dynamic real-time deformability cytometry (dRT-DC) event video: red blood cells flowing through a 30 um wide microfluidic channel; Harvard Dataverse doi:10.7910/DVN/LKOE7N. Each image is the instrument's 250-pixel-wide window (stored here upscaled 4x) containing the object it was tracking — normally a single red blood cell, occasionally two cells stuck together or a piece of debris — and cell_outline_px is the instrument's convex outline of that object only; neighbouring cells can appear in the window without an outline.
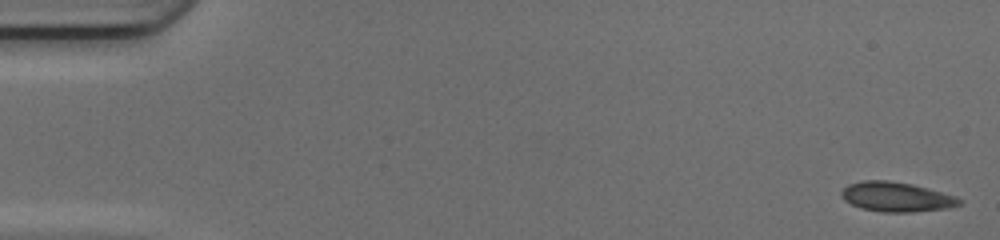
{"species": "common noctule bat (a hibernating species)", "species_latin": "Nyctalus noctula", "temperature_condition": "cold", "stored_images_in_passage": 49, "camera_frame_rate_fps": 3000, "um_per_image_px": 0.085, "animal": {"sex": "female", "body_mass_g": 17.0, "forearm_length_mm": 48.0}, "frame": {"image": 1, "passage_image": 1, "time_ms": 0.0, "image_size_px": [1000, 240], "cell_outline_px": [[964, 200], [960, 204], [948, 208], [912, 212], [880, 212], [860, 208], [844, 200], [840, 196], [840, 192], [848, 184], [860, 180], [888, 180], [912, 184], [928, 188], [956, 196]], "centroid_in_image_um": [76.17, 16.73], "position_along_channel_um": 8.8, "area_um2": 20.58}}
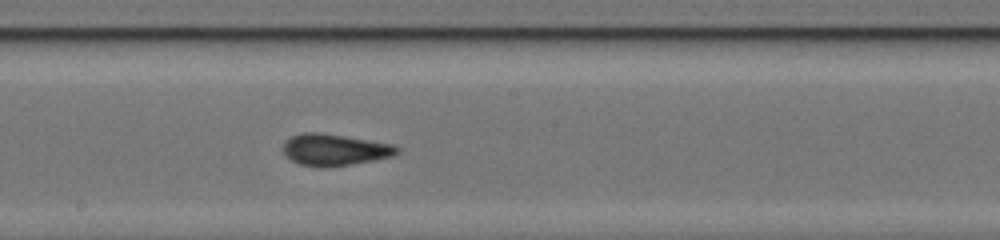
{"frame": {"image": 2, "passage_image": 27, "time_ms": 8.667, "image_size_px": [1000, 240], "cell_outline_px": [[400, 152], [392, 156], [376, 160], [328, 168], [316, 168], [300, 164], [292, 160], [284, 152], [284, 140], [292, 136], [304, 132], [316, 132], [344, 136], [392, 144], [400, 148]], "centroid_in_image_um": [28.45, 12.75], "position_along_channel_um": 219.7, "area_um2": 21.04}}
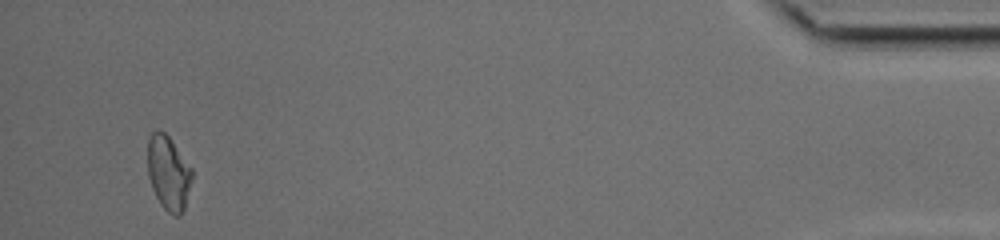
{"frame": {"image": 3, "passage_image": 47, "time_ms": 15.333, "image_size_px": [1000, 240], "cell_outline_px": [[192, 176], [184, 212], [180, 216], [172, 216], [160, 204], [152, 188], [148, 176], [148, 140], [152, 132], [156, 128], [160, 128], [168, 136], [192, 168]], "centroid_in_image_um": [14.31, 14.71], "position_along_channel_um": 420.9, "area_um2": 19.31}, "authors_computed_cell_mechanics": {"area_um2": 19.9988, "velocity_mm_per_s": 4.2101, "shape_relaxation_time_tau1_ms": 7.9043, "shape_relaxation_time_tau2_ms": 1.5517, "deformation_change_tau1": 0.1852, "deformation_change_tau2": 0.0529}}